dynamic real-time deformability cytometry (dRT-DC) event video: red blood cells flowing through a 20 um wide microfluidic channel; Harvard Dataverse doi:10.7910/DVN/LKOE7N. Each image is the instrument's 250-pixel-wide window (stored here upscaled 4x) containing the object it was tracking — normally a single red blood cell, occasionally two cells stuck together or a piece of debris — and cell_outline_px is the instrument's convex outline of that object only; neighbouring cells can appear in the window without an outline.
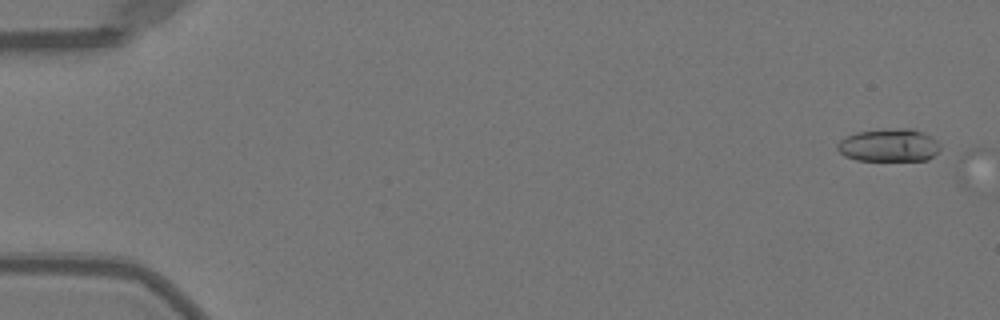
{"species": "Egyptian fruit bat (a non-hibernating species)", "species_latin": "Rousettus aegyptiacus", "temperature_condition": "warm", "stored_images_in_passage": 2, "camera_frame_rate_fps": 3000, "um_per_image_px": 0.085, "animal": {"sex": "female"}, "frame": {"image": 1, "passage_image": 1, "time_ms": 0.0, "image_size_px": [1000, 320], "cell_outline_px": [[940, 148], [928, 160], [856, 160], [844, 156], [836, 148], [836, 144], [840, 140], [856, 132], [904, 128], [912, 128], [924, 132], [932, 136], [940, 144]], "centroid_in_image_um": [75.57, 12.34], "position_along_channel_um": 9.4, "area_um2": 19.65}}